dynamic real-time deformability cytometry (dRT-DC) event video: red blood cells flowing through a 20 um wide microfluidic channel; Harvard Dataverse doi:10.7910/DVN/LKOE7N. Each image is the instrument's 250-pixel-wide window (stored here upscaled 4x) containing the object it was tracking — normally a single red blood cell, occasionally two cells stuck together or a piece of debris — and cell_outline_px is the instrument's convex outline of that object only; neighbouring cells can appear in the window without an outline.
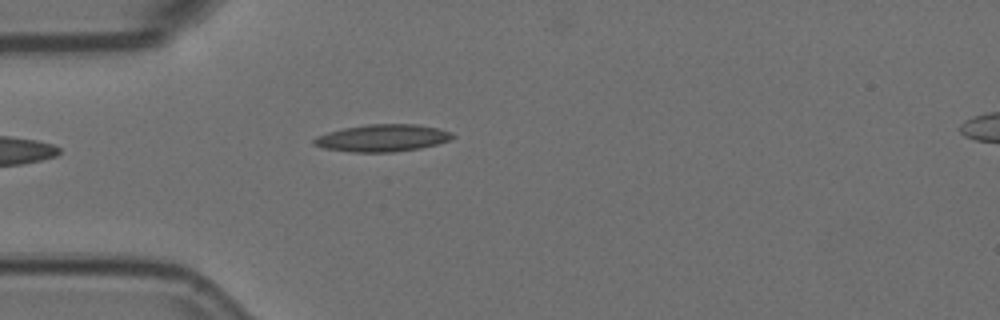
{"species": "Egyptian fruit bat (a non-hibernating species)", "species_latin": "Rousettus aegyptiacus", "temperature_condition": "room temperature", "stored_images_in_passage": 5, "camera_frame_rate_fps": 3000, "um_per_image_px": 0.085, "animal": {"sex": "female"}, "frame": {"image": 1, "passage_image": 5, "time_ms": 1.333, "image_size_px": [1000, 320], "cell_outline_px": [[456, 136], [448, 140], [436, 144], [420, 148], [392, 152], [352, 152], [324, 148], [312, 144], [312, 140], [316, 136], [328, 132], [344, 128], [368, 124], [416, 124], [436, 128], [452, 132]], "centroid_in_image_um": [32.48, 11.73], "position_along_channel_um": 52.5, "area_um2": 21.85}}